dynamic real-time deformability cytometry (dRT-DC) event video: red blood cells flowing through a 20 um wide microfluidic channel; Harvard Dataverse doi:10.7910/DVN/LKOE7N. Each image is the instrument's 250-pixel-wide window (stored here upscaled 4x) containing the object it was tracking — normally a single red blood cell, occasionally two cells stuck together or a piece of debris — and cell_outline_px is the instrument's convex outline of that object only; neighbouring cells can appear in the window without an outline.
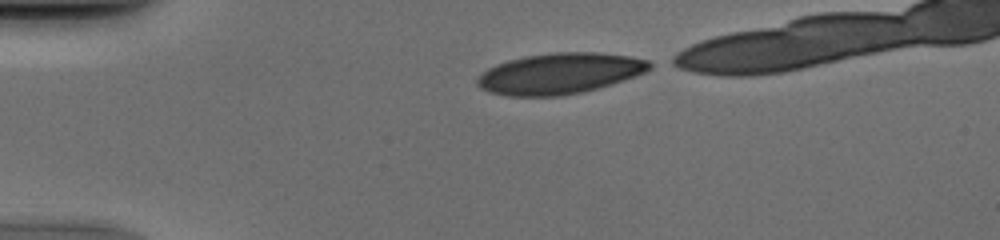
{"species": "human", "species_latin": "Homo sapiens", "temperature_condition": "cold", "stored_images_in_passage": 5, "camera_frame_rate_fps": 3000, "um_per_image_px": 0.085, "donor": {"sex": "male"}, "frame": {"image": 1, "passage_image": 1, "time_ms": 0.0, "image_size_px": [1000, 240], "cell_outline_px": [[656, 64], [652, 68], [636, 76], [600, 88], [584, 92], [560, 96], [504, 96], [488, 92], [480, 88], [476, 84], [476, 80], [488, 68], [496, 64], [508, 60], [524, 56], [552, 52], [596, 52], [628, 56], [648, 60]], "centroid_in_image_um": [47.59, 6.25], "position_along_channel_um": 37.4, "area_um2": 41.44}}